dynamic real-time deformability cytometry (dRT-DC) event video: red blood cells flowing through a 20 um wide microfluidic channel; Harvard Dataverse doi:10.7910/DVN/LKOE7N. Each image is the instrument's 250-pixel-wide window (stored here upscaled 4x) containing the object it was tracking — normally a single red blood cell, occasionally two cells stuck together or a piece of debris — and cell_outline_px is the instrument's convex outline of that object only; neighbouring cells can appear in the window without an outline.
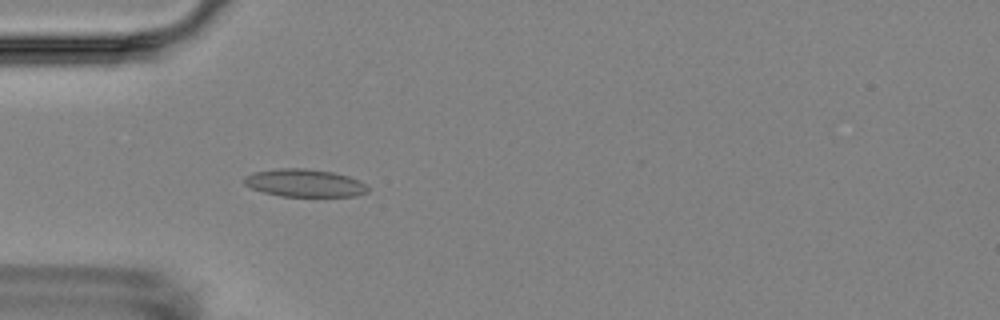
{"species": "Egyptian fruit bat (a non-hibernating species)", "species_latin": "Rousettus aegyptiacus", "temperature_condition": "room temperature", "stored_images_in_passage": 5, "camera_frame_rate_fps": 3000, "um_per_image_px": 0.085, "animal": {"sex": "female"}, "frame": {"image": 1, "passage_image": 5, "time_ms": 5.0, "image_size_px": [1000, 320], "cell_outline_px": [[368, 192], [356, 196], [280, 196], [264, 192], [252, 188], [244, 184], [244, 176], [252, 172], [276, 168], [304, 168], [332, 172], [348, 176], [360, 180], [368, 188]], "centroid_in_image_um": [25.87, 15.55], "position_along_channel_um": 59.1, "area_um2": 20.0}}